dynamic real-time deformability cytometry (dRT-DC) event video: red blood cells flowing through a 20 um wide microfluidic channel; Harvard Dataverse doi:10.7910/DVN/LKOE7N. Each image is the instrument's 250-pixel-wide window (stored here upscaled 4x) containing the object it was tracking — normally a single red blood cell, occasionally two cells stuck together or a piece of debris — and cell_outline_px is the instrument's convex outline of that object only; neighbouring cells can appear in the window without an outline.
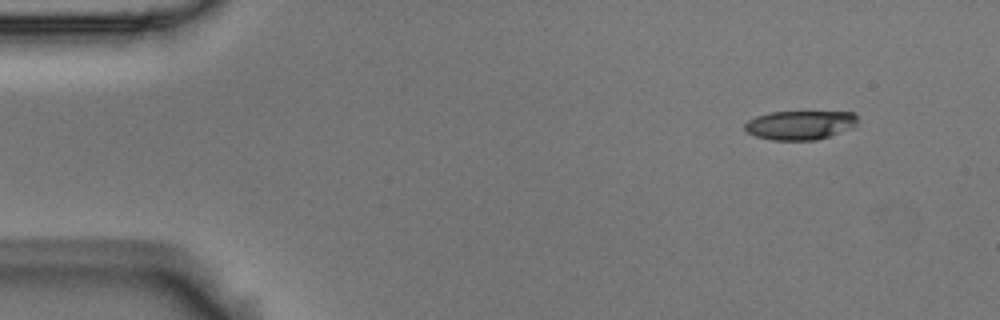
{"species": "Egyptian fruit bat (a non-hibernating species)", "species_latin": "Rousettus aegyptiacus", "temperature_condition": "room temperature", "stored_images_in_passage": 4, "camera_frame_rate_fps": 3000, "um_per_image_px": 0.085, "animal": {"sex": "male"}, "frame": {"image": 1, "passage_image": 1, "time_ms": 0.0, "image_size_px": [1000, 320], "cell_outline_px": [[856, 124], [852, 128], [816, 140], [772, 140], [756, 136], [748, 132], [744, 128], [744, 124], [748, 120], [756, 116], [772, 112], [852, 112], [856, 116]], "centroid_in_image_um": [67.98, 10.63], "position_along_channel_um": 17.0, "area_um2": 18.9}}